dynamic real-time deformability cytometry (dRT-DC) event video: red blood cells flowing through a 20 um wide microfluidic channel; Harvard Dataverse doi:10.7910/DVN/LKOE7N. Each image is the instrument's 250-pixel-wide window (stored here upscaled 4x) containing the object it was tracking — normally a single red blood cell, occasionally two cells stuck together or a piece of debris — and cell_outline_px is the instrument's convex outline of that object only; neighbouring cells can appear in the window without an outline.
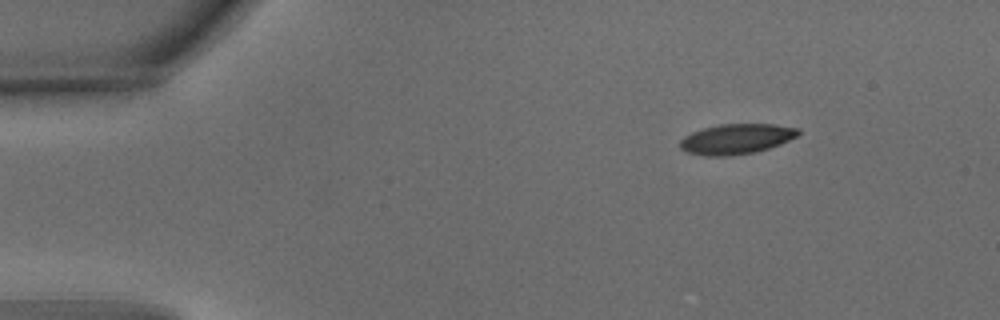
{"species": "common noctule bat (a hibernating species)", "species_latin": "Nyctalus noctula", "temperature_condition": "warm", "stored_images_in_passage": 47, "camera_frame_rate_fps": 3000, "um_per_image_px": 0.085, "animal": {"sex": "male", "body_mass_g": 15.6}, "frame": {"image": 1, "passage_image": 1, "time_ms": 0.0, "image_size_px": [1000, 320], "cell_outline_px": [[800, 132], [796, 136], [780, 144], [756, 152], [728, 156], [704, 156], [688, 152], [680, 148], [680, 140], [684, 136], [692, 132], [704, 128], [720, 124], [776, 124], [800, 128]], "centroid_in_image_um": [62.59, 11.81], "position_along_channel_um": 22.4, "area_um2": 20.81}}
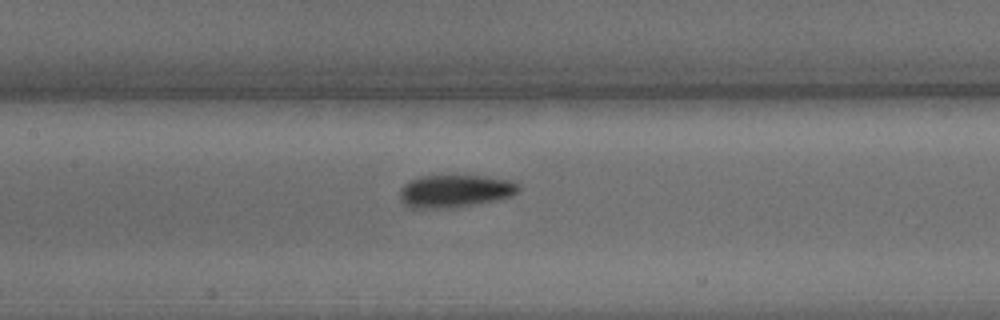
{"frame": {"image": 2, "passage_image": 19, "time_ms": 6.0, "image_size_px": [1000, 320], "cell_outline_px": [[520, 192], [508, 196], [476, 204], [444, 208], [408, 208], [400, 200], [400, 188], [404, 184], [420, 176], [484, 176], [512, 180], [520, 188]], "centroid_in_image_um": [38.63, 16.24], "position_along_channel_um": 168.8, "area_um2": 22.37}}
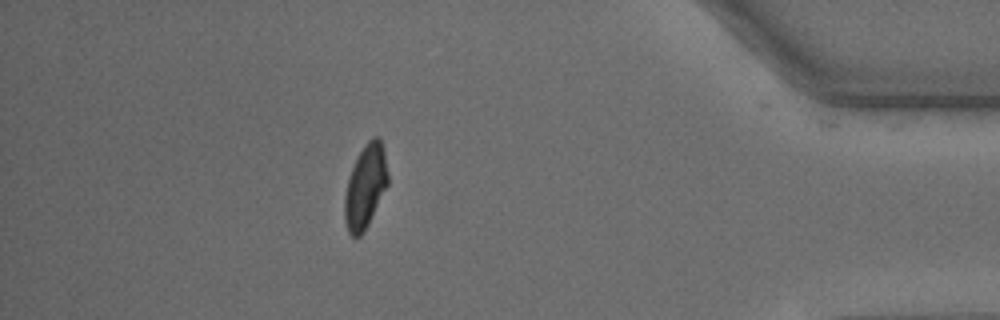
{"frame": {"image": 3, "passage_image": 41, "time_ms": 13.333, "image_size_px": [1000, 320], "cell_outline_px": [[388, 184], [364, 232], [360, 236], [352, 236], [348, 232], [344, 220], [344, 196], [348, 180], [352, 168], [364, 144], [372, 136], [380, 136], [384, 148], [388, 172]], "centroid_in_image_um": [31.06, 15.83], "position_along_channel_um": 404.1, "area_um2": 21.1}, "authors_computed_cell_mechanics": {"area_um2": 21.4438, "velocity_mm_per_s": 3.7916, "shape_relaxation_time_tau1_ms": 3.8829, "shape_relaxation_time_tau2_ms": 2.7356, "deformation_change_tau1": 0.1425, "deformation_change_tau2": 0.0778}}